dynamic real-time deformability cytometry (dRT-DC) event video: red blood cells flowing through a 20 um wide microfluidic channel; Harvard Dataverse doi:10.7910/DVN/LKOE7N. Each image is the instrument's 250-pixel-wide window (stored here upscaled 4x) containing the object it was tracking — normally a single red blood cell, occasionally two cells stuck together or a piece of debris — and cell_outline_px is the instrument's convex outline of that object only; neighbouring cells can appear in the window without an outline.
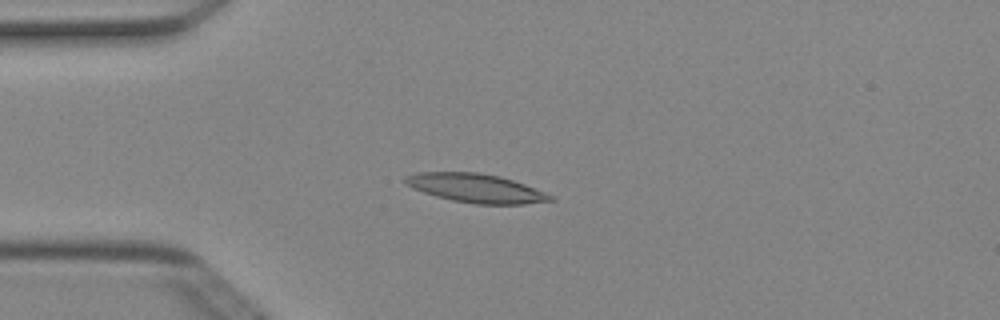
{"species": "Egyptian fruit bat (a non-hibernating species)", "species_latin": "Rousettus aegyptiacus", "temperature_condition": "cold", "stored_images_in_passage": 2, "camera_frame_rate_fps": 3000, "um_per_image_px": 0.085, "animal": {"sex": "female"}, "frame": {"image": 1, "passage_image": 2, "time_ms": 0.333, "image_size_px": [1000, 320], "cell_outline_px": [[556, 200], [524, 204], [476, 204], [452, 200], [436, 196], [412, 188], [404, 180], [404, 176], [416, 172], [476, 172], [500, 176], [524, 184], [544, 192], [552, 196]], "centroid_in_image_um": [40.44, 15.99], "position_along_channel_um": 44.6, "area_um2": 24.16}}